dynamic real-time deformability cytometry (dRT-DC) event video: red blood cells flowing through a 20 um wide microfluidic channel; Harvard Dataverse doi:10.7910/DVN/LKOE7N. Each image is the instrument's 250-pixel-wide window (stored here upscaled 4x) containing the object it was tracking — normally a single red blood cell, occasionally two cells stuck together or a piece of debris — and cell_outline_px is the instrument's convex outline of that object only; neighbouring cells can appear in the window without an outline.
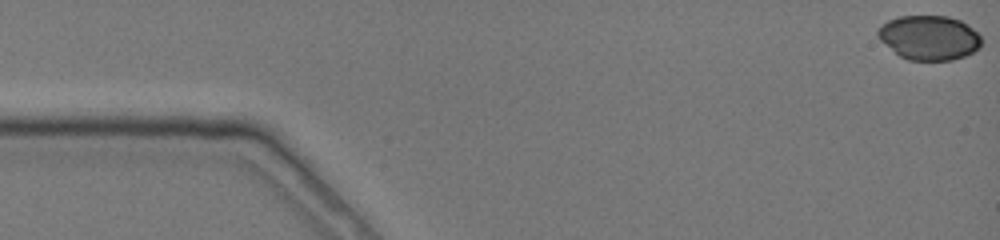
{"species": "common noctule bat (a hibernating species)", "species_latin": "Nyctalus noctula", "temperature_condition": "cold", "stored_images_in_passage": 7, "camera_frame_rate_fps": 3000, "um_per_image_px": 0.085, "animal": {"sex": "female", "body_mass_g": 19.0, "forearm_length_mm": 51.5}, "frame": {"image": 1, "passage_image": 1, "time_ms": 0.0, "image_size_px": [1000, 240], "cell_outline_px": [[980, 48], [964, 56], [952, 60], [908, 60], [900, 56], [880, 40], [876, 36], [876, 32], [888, 20], [900, 16], [948, 16], [960, 20], [968, 24], [980, 36]], "centroid_in_image_um": [78.97, 3.2], "position_along_channel_um": 6.0, "area_um2": 26.7}}